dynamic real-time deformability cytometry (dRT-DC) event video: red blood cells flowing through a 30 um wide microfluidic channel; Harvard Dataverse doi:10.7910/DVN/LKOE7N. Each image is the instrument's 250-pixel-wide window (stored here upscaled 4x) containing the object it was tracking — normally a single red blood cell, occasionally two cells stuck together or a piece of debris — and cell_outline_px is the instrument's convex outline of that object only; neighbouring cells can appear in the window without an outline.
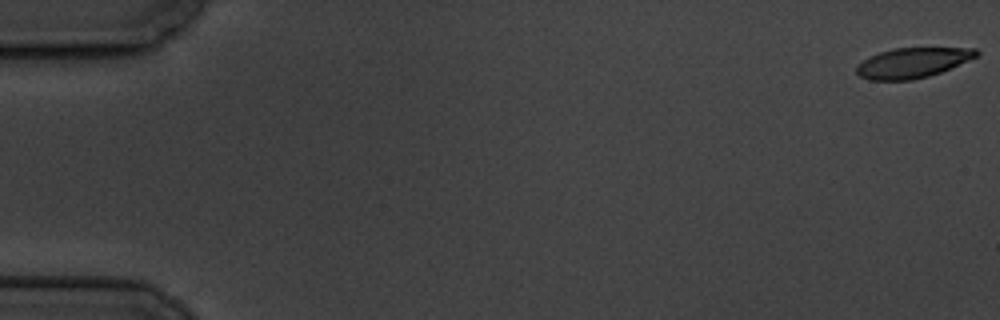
{"species": "common noctule bat (a hibernating species)", "species_latin": "Nyctalus noctula", "temperature_condition": "cold", "stored_images_in_passage": 5, "camera_frame_rate_fps": 3000, "um_per_image_px": 0.085, "animal": {"sex": "male", "body_mass_g": 19.5, "forearm_length_mm": 54.6}, "frame": {"image": 1, "passage_image": 1, "time_ms": 0.0, "image_size_px": [1000, 320], "cell_outline_px": [[980, 52], [976, 56], [940, 72], [928, 76], [912, 80], [868, 80], [860, 76], [856, 72], [856, 64], [880, 52], [892, 48], [976, 48]], "centroid_in_image_um": [77.52, 5.34], "position_along_channel_um": 7.5, "area_um2": 20.75}}
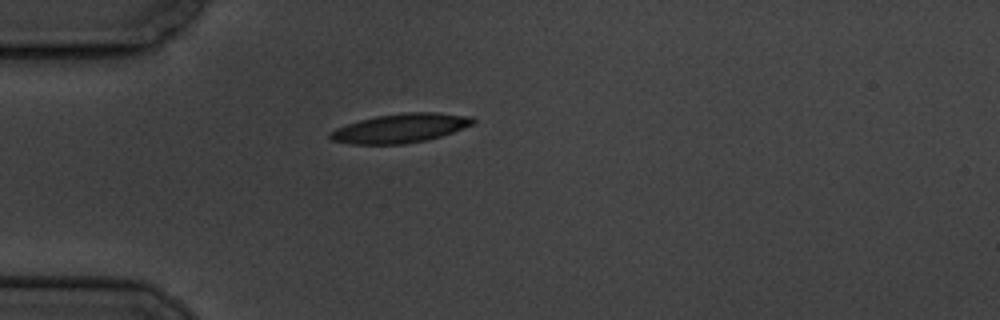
{"frame": {"image": 2, "passage_image": 5, "time_ms": 5.333, "image_size_px": [1000, 320], "cell_outline_px": [[476, 120], [472, 124], [452, 132], [428, 140], [404, 144], [352, 144], [332, 140], [328, 136], [328, 132], [336, 128], [360, 120], [376, 116], [404, 112], [436, 112], [472, 116]], "centroid_in_image_um": [34.03, 10.89], "position_along_channel_um": 51.0, "area_um2": 24.16}}